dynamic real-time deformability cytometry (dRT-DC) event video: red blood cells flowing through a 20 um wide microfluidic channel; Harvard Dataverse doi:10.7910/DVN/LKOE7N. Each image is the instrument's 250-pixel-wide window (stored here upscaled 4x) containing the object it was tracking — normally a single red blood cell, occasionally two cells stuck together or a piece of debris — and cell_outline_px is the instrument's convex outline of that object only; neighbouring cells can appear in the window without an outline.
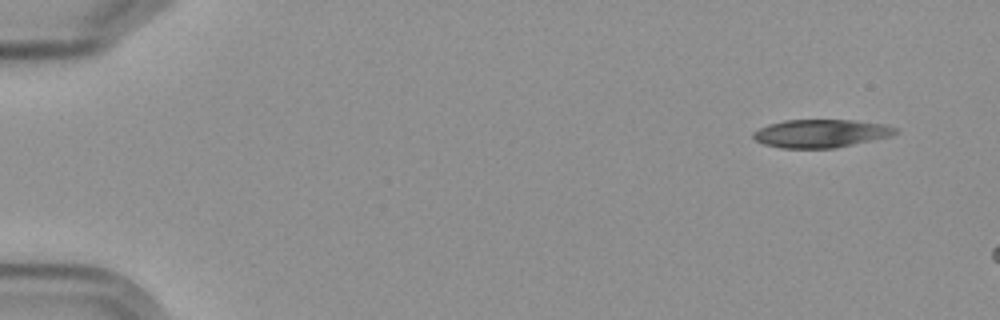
{"species": "Egyptian fruit bat (a non-hibernating species)", "species_latin": "Rousettus aegyptiacus", "temperature_condition": "cold", "stored_images_in_passage": 3, "camera_frame_rate_fps": 3000, "um_per_image_px": 0.085, "frame": {"image": 1, "passage_image": 1, "time_ms": 0.0, "image_size_px": [1000, 320], "cell_outline_px": [[896, 132], [892, 136], [836, 148], [780, 148], [764, 144], [756, 140], [752, 136], [752, 132], [768, 124], [784, 120], [852, 120], [884, 124], [896, 128]], "centroid_in_image_um": [69.75, 11.34], "position_along_channel_um": 15.2, "area_um2": 23.29}}